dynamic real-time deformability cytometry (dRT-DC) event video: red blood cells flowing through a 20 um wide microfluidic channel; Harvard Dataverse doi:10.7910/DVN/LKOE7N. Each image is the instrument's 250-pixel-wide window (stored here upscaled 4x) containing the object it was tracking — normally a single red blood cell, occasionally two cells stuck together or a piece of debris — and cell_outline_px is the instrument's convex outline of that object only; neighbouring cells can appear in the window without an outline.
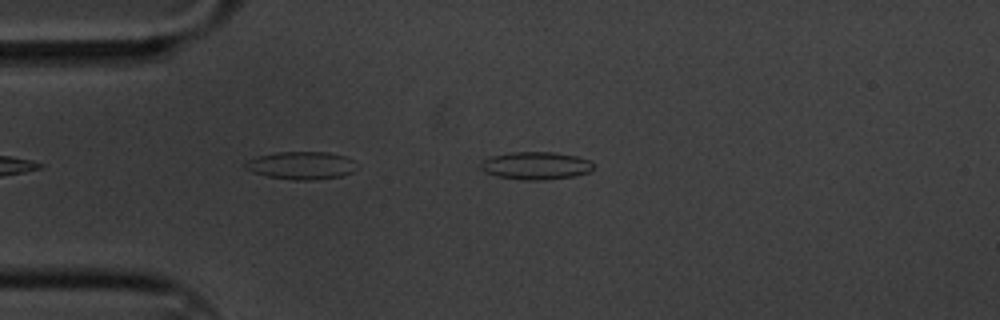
{"species": "common noctule bat (a hibernating species)", "species_latin": "Nyctalus noctula", "temperature_condition": "cold", "stored_images_in_passage": 42, "camera_frame_rate_fps": 3000, "um_per_image_px": 0.085, "animal": {"sex": "male", "body_mass_g": 20.1, "forearm_length_mm": 53.5}, "frame": {"image": 1, "passage_image": 2, "time_ms": 0.333, "image_size_px": [1000, 320], "cell_outline_px": [[592, 168], [588, 172], [576, 176], [544, 180], [524, 180], [496, 176], [484, 172], [480, 168], [480, 160], [492, 156], [512, 152], [552, 152], [576, 156], [588, 160], [592, 164]], "centroid_in_image_um": [45.49, 14.08], "position_along_channel_um": 39.5, "area_um2": 18.21}}
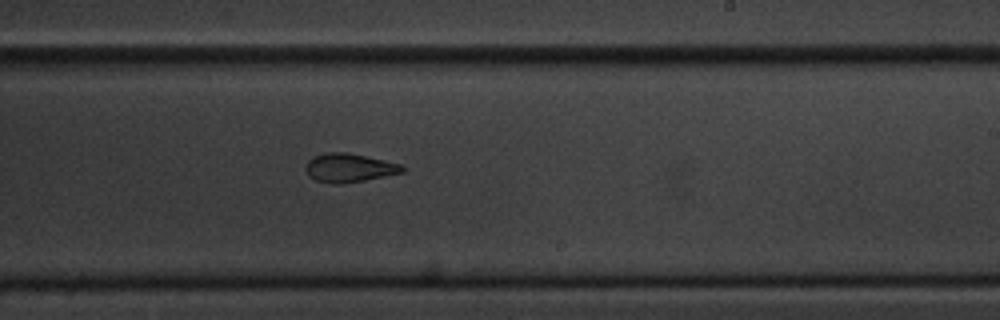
{"frame": {"image": 2, "passage_image": 24, "time_ms": 7.667, "image_size_px": [1000, 320], "cell_outline_px": [[404, 172], [364, 180], [340, 184], [336, 184], [316, 180], [308, 176], [304, 168], [308, 160], [312, 156], [328, 152], [348, 152], [384, 160], [400, 164], [404, 168]], "centroid_in_image_um": [29.63, 14.25], "position_along_channel_um": 259.4, "area_um2": 16.13}}
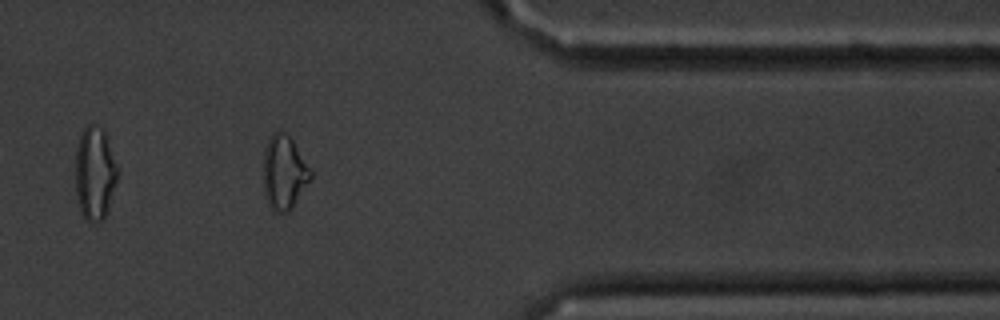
{"frame": {"image": 3, "passage_image": 37, "time_ms": 12.0, "image_size_px": [1000, 320], "cell_outline_px": [[312, 176], [292, 208], [288, 212], [272, 212], [268, 204], [264, 192], [264, 152], [268, 140], [272, 132], [284, 132], [292, 140], [312, 172]], "centroid_in_image_um": [24.13, 14.69], "position_along_channel_um": 387.3, "area_um2": 20.06}, "authors_computed_cell_mechanics": {"area_um2": 16.9354, "velocity_mm_per_s": 3.341, "shape_relaxation_time_tau1_ms": 3.7053, "shape_relaxation_time_tau2_ms": 3.1236, "deformation_change_tau1": 0.1087, "deformation_change_tau2": 0.0921}}